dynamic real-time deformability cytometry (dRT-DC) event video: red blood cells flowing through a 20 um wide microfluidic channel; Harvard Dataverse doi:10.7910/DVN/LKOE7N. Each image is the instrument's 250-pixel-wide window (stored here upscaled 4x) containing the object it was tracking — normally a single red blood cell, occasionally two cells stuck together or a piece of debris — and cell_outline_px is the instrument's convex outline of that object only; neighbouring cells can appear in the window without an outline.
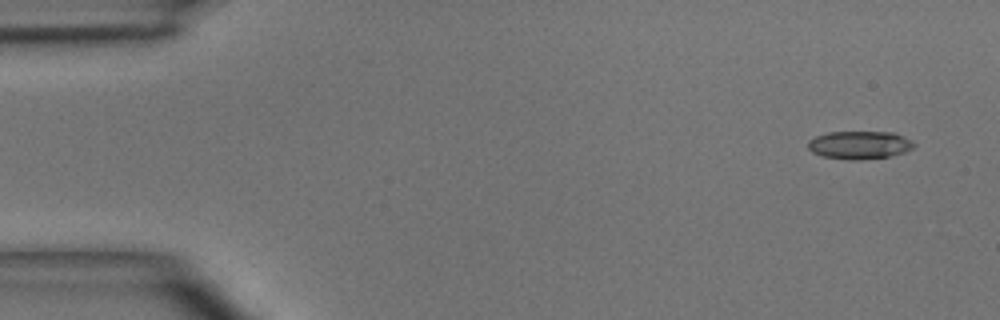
{"species": "common noctule bat (a hibernating species)", "species_latin": "Nyctalus noctula", "temperature_condition": "room temperature", "stored_images_in_passage": 5, "camera_frame_rate_fps": 3000, "um_per_image_px": 0.085, "animal": {"sex": "male", "body_mass_g": 15.6}, "frame": {"image": 1, "passage_image": 1, "time_ms": 0.0, "image_size_px": [1000, 320], "cell_outline_px": [[916, 144], [912, 148], [904, 152], [888, 156], [860, 160], [852, 160], [824, 156], [812, 152], [808, 148], [808, 140], [816, 136], [828, 132], [892, 132], [904, 136], [912, 140]], "centroid_in_image_um": [73.06, 12.31], "position_along_channel_um": 11.9, "area_um2": 17.22}}
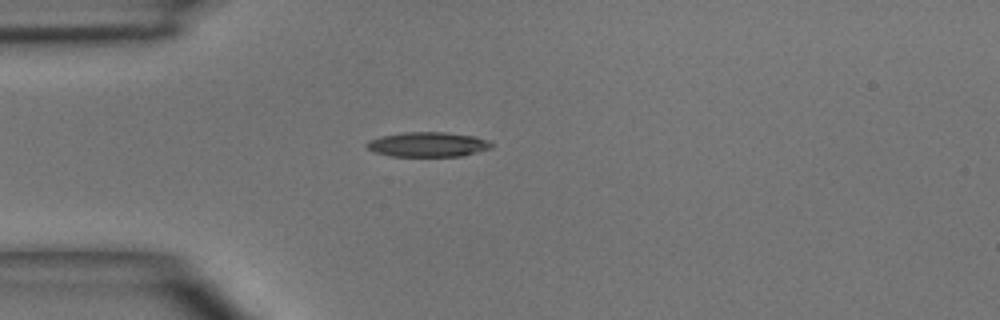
{"frame": {"image": 2, "passage_image": 4, "time_ms": 3.333, "image_size_px": [1000, 320], "cell_outline_px": [[492, 148], [464, 156], [392, 156], [372, 152], [364, 144], [368, 140], [380, 136], [404, 132], [444, 132], [476, 136], [488, 140], [492, 144]], "centroid_in_image_um": [36.36, 12.28], "position_along_channel_um": 48.6, "area_um2": 18.21}}